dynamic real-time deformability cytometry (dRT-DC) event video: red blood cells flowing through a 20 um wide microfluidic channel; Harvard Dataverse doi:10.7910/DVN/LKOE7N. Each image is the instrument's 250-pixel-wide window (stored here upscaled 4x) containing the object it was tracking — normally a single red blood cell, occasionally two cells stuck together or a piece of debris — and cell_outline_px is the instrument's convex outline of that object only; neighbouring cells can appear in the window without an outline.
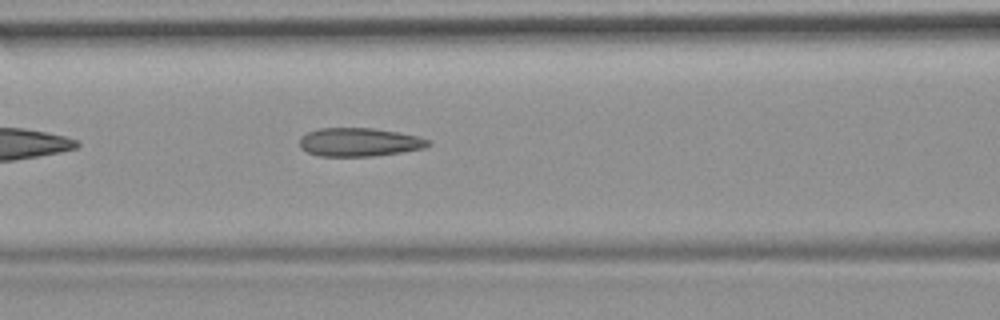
{"species": "common noctule bat (a hibernating species)", "species_latin": "Nyctalus noctula", "temperature_condition": "room temperature", "stored_images_in_passage": 18, "camera_frame_rate_fps": 3000, "um_per_image_px": 0.085, "animal": {"sex": "female", "body_mass_g": 19.9}, "frame": {"image": 1, "passage_image": 8, "time_ms": 2.333, "image_size_px": [1000, 320], "cell_outline_px": [[432, 144], [424, 148], [404, 152], [376, 156], [320, 156], [308, 152], [300, 148], [300, 136], [308, 132], [320, 128], [372, 128], [396, 132], [416, 136], [428, 140]], "centroid_in_image_um": [30.53, 12.09], "position_along_channel_um": 136.1, "area_um2": 21.33}}